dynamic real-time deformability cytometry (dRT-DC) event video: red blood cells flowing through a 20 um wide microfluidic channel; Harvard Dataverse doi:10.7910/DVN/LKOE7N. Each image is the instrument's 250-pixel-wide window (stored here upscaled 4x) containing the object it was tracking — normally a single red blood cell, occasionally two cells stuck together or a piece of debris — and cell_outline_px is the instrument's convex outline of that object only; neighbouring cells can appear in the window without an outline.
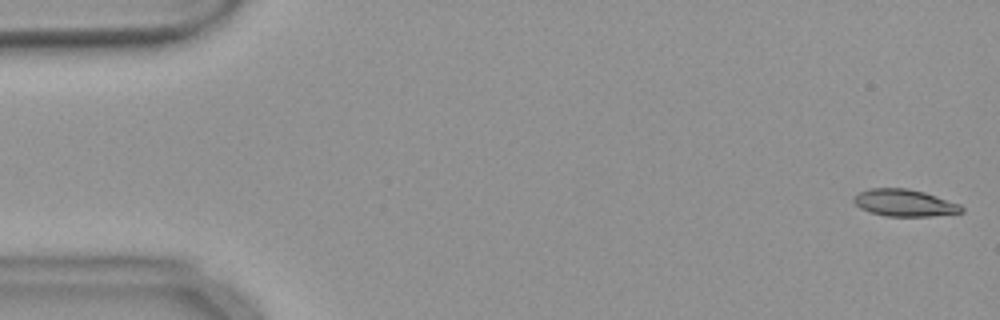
{"species": "common noctule bat (a hibernating species)", "species_latin": "Nyctalus noctula", "temperature_condition": "warm", "stored_images_in_passage": 51, "camera_frame_rate_fps": 3000, "um_per_image_px": 0.085, "animal": {"sex": "female", "body_mass_g": 18.4}, "frame": {"image": 1, "passage_image": 1, "time_ms": 0.0, "image_size_px": [1000, 320], "cell_outline_px": [[964, 212], [932, 216], [884, 216], [860, 208], [852, 200], [852, 196], [868, 188], [908, 188], [924, 192], [960, 204], [964, 208]], "centroid_in_image_um": [76.87, 17.24], "position_along_channel_um": 8.1, "area_um2": 16.99}}
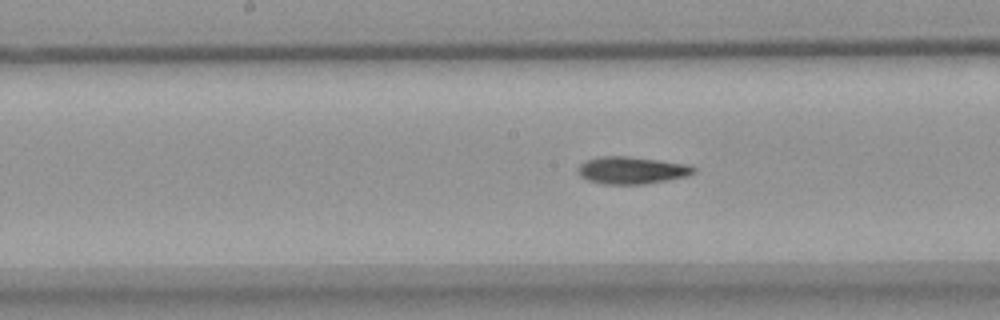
{"frame": {"image": 2, "passage_image": 27, "time_ms": 8.667, "image_size_px": [1000, 320], "cell_outline_px": [[696, 172], [688, 176], [644, 184], [604, 184], [588, 180], [580, 176], [576, 172], [576, 168], [584, 160], [600, 156], [628, 156], [692, 164], [696, 168]], "centroid_in_image_um": [53.7, 14.46], "position_along_channel_um": 194.5, "area_um2": 18.73}}
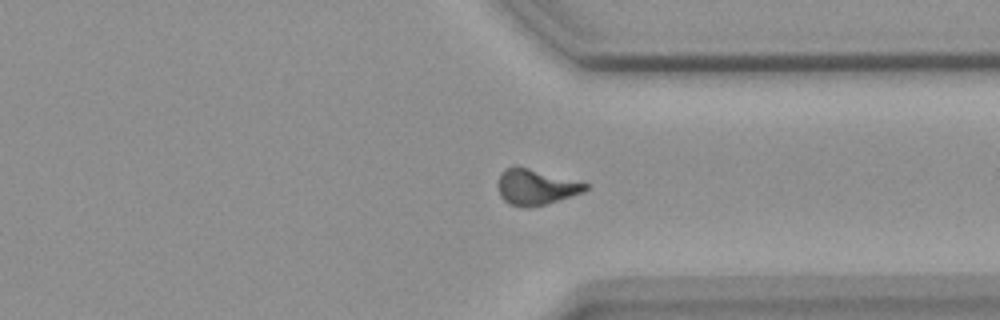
{"frame": {"image": 3, "passage_image": 41, "time_ms": 13.333, "image_size_px": [1000, 320], "cell_outline_px": [[588, 188], [584, 192], [544, 204], [528, 208], [508, 204], [500, 196], [496, 184], [500, 172], [504, 168], [516, 164], [588, 184]], "centroid_in_image_um": [45.46, 15.87], "position_along_channel_um": 365.9, "area_um2": 18.38}}